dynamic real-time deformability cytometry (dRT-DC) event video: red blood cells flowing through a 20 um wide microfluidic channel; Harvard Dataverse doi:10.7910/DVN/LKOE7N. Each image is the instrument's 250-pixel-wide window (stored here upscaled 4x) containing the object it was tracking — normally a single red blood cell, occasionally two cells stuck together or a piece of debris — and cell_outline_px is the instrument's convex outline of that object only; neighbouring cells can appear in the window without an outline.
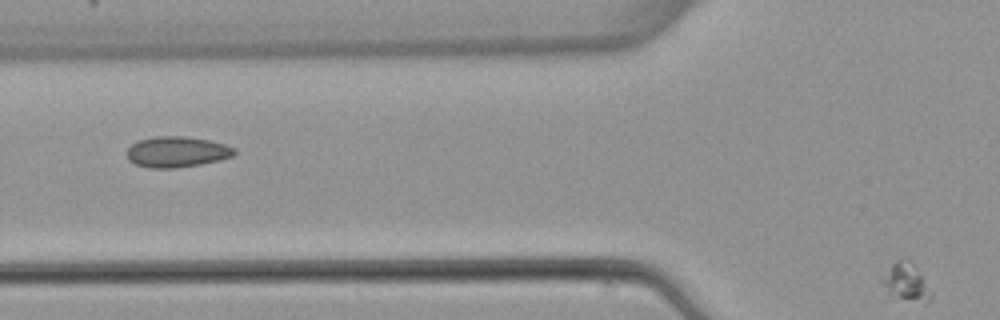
{"species": "common noctule bat (a hibernating species)", "species_latin": "Nyctalus noctula", "temperature_condition": "warm", "stored_images_in_passage": 5, "segment_of_instrument_passage": [2, 2], "camera_frame_rate_fps": 3000, "um_per_image_px": 0.085, "animal": {"sex": "female", "body_mass_g": 22.7, "forearm_length_mm": 54.2}, "frame": {"image": 1, "passage_image": 5, "time_ms": 5.667, "image_size_px": [1000, 320], "cell_outline_px": [[932, 296], [928, 300], [884, 300], [880, 280], [892, 264], [896, 260], [900, 260], [912, 264], [932, 292]], "centroid_in_image_um": [76.85, 24.09], "position_along_channel_um": 48.9, "area_um2": 10.81}}